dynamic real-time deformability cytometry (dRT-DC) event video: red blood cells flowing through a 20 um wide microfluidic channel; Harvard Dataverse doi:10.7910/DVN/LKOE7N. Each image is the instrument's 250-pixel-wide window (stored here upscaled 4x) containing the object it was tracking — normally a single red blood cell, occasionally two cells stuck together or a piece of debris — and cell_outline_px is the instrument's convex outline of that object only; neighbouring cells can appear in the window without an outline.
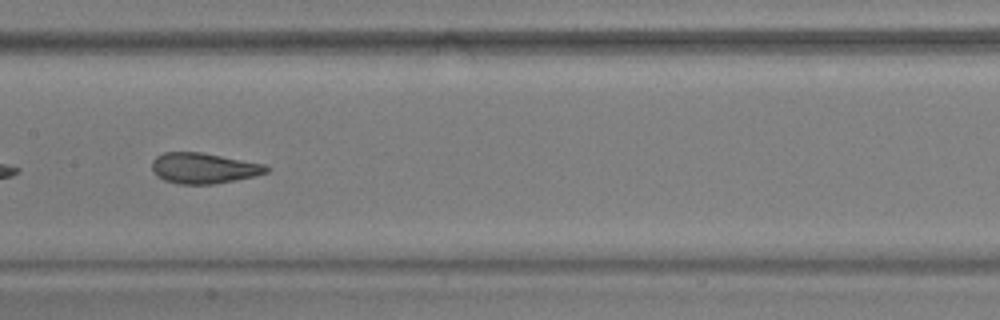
{"species": "common noctule bat (a hibernating species)", "species_latin": "Nyctalus noctula", "temperature_condition": "warm", "stored_images_in_passage": 37, "camera_frame_rate_fps": 3000, "um_per_image_px": 0.085, "animal": {"sex": "male", "body_mass_g": 17.9, "forearm_length_mm": 54.2}, "frame": {"image": 1, "passage_image": 11, "time_ms": 3.333, "image_size_px": [1000, 320], "cell_outline_px": [[272, 168], [268, 172], [256, 176], [236, 180], [212, 184], [180, 184], [164, 180], [156, 176], [152, 168], [152, 160], [156, 156], [164, 152], [200, 152], [264, 164]], "centroid_in_image_um": [17.32, 14.3], "position_along_channel_um": 190.1, "area_um2": 20.46}, "authors_computed_cell_mechanics": {"area_um2": 20.5768, "velocity_mm_per_s": 3.6943, "shape_relaxation_time_tau1_ms": 6.2214, "shape_relaxation_time_tau2_ms": 1.0856, "deformation_change_tau1": 0.1646, "deformation_change_tau2": 0.077}}